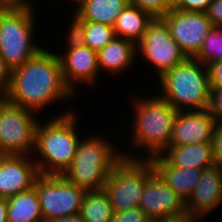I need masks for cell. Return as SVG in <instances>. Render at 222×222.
Returning <instances> with one entry per match:
<instances>
[{
	"label": "cell",
	"instance_id": "1",
	"mask_svg": "<svg viewBox=\"0 0 222 222\" xmlns=\"http://www.w3.org/2000/svg\"><path fill=\"white\" fill-rule=\"evenodd\" d=\"M75 95L65 84L58 53L42 48L22 66L11 71L6 99L40 116L47 106L74 99Z\"/></svg>",
	"mask_w": 222,
	"mask_h": 222
},
{
	"label": "cell",
	"instance_id": "2",
	"mask_svg": "<svg viewBox=\"0 0 222 222\" xmlns=\"http://www.w3.org/2000/svg\"><path fill=\"white\" fill-rule=\"evenodd\" d=\"M131 101L133 102L132 109H134L132 115L135 116L134 118L132 116L133 120L130 121L132 122L130 130L132 136L128 138H132L129 144L131 143L132 150L135 151L131 153L129 148L127 152H124L123 148L122 156L132 159H149L152 156L161 155L169 147L177 110L158 94L149 95V98L137 96ZM137 151L141 152L139 157L136 155ZM133 153L135 154L132 155Z\"/></svg>",
	"mask_w": 222,
	"mask_h": 222
},
{
	"label": "cell",
	"instance_id": "3",
	"mask_svg": "<svg viewBox=\"0 0 222 222\" xmlns=\"http://www.w3.org/2000/svg\"><path fill=\"white\" fill-rule=\"evenodd\" d=\"M63 112L37 124L32 157L41 175H63L76 154L81 139L79 113L70 107Z\"/></svg>",
	"mask_w": 222,
	"mask_h": 222
},
{
	"label": "cell",
	"instance_id": "4",
	"mask_svg": "<svg viewBox=\"0 0 222 222\" xmlns=\"http://www.w3.org/2000/svg\"><path fill=\"white\" fill-rule=\"evenodd\" d=\"M92 135L80 139L74 159L62 175L85 191L103 190L109 174L123 158L121 148L114 146V142L98 134Z\"/></svg>",
	"mask_w": 222,
	"mask_h": 222
},
{
	"label": "cell",
	"instance_id": "5",
	"mask_svg": "<svg viewBox=\"0 0 222 222\" xmlns=\"http://www.w3.org/2000/svg\"><path fill=\"white\" fill-rule=\"evenodd\" d=\"M158 82V95L177 111L206 110L210 101V82L205 65L194 58L164 72ZM160 83V84H159Z\"/></svg>",
	"mask_w": 222,
	"mask_h": 222
},
{
	"label": "cell",
	"instance_id": "6",
	"mask_svg": "<svg viewBox=\"0 0 222 222\" xmlns=\"http://www.w3.org/2000/svg\"><path fill=\"white\" fill-rule=\"evenodd\" d=\"M35 10L28 6L0 10V55L11 71L43 48L34 42L37 29Z\"/></svg>",
	"mask_w": 222,
	"mask_h": 222
},
{
	"label": "cell",
	"instance_id": "7",
	"mask_svg": "<svg viewBox=\"0 0 222 222\" xmlns=\"http://www.w3.org/2000/svg\"><path fill=\"white\" fill-rule=\"evenodd\" d=\"M152 171L149 159L123 157L114 166L103 188L113 211L139 208L146 177Z\"/></svg>",
	"mask_w": 222,
	"mask_h": 222
},
{
	"label": "cell",
	"instance_id": "8",
	"mask_svg": "<svg viewBox=\"0 0 222 222\" xmlns=\"http://www.w3.org/2000/svg\"><path fill=\"white\" fill-rule=\"evenodd\" d=\"M37 113L7 100L0 107V155L32 156ZM36 116V117H35Z\"/></svg>",
	"mask_w": 222,
	"mask_h": 222
},
{
	"label": "cell",
	"instance_id": "9",
	"mask_svg": "<svg viewBox=\"0 0 222 222\" xmlns=\"http://www.w3.org/2000/svg\"><path fill=\"white\" fill-rule=\"evenodd\" d=\"M137 57L151 65L159 78L164 72L182 63L187 56L172 38L169 28L161 17L154 18L148 25L141 41L136 45ZM155 67V68H154Z\"/></svg>",
	"mask_w": 222,
	"mask_h": 222
},
{
	"label": "cell",
	"instance_id": "10",
	"mask_svg": "<svg viewBox=\"0 0 222 222\" xmlns=\"http://www.w3.org/2000/svg\"><path fill=\"white\" fill-rule=\"evenodd\" d=\"M37 190L44 221L79 214L86 191L62 175H39Z\"/></svg>",
	"mask_w": 222,
	"mask_h": 222
},
{
	"label": "cell",
	"instance_id": "11",
	"mask_svg": "<svg viewBox=\"0 0 222 222\" xmlns=\"http://www.w3.org/2000/svg\"><path fill=\"white\" fill-rule=\"evenodd\" d=\"M64 53L58 52L65 84L78 96V83L92 87L100 75L97 52L82 44L68 30ZM76 85V86H75Z\"/></svg>",
	"mask_w": 222,
	"mask_h": 222
},
{
	"label": "cell",
	"instance_id": "12",
	"mask_svg": "<svg viewBox=\"0 0 222 222\" xmlns=\"http://www.w3.org/2000/svg\"><path fill=\"white\" fill-rule=\"evenodd\" d=\"M161 18L187 58L198 54L205 37L214 27L205 12H184L172 8Z\"/></svg>",
	"mask_w": 222,
	"mask_h": 222
},
{
	"label": "cell",
	"instance_id": "13",
	"mask_svg": "<svg viewBox=\"0 0 222 222\" xmlns=\"http://www.w3.org/2000/svg\"><path fill=\"white\" fill-rule=\"evenodd\" d=\"M215 119L206 110L177 111L169 146L212 143Z\"/></svg>",
	"mask_w": 222,
	"mask_h": 222
},
{
	"label": "cell",
	"instance_id": "14",
	"mask_svg": "<svg viewBox=\"0 0 222 222\" xmlns=\"http://www.w3.org/2000/svg\"><path fill=\"white\" fill-rule=\"evenodd\" d=\"M29 155H0V197L10 198L34 186L40 175Z\"/></svg>",
	"mask_w": 222,
	"mask_h": 222
},
{
	"label": "cell",
	"instance_id": "15",
	"mask_svg": "<svg viewBox=\"0 0 222 222\" xmlns=\"http://www.w3.org/2000/svg\"><path fill=\"white\" fill-rule=\"evenodd\" d=\"M139 208L151 220L186 210L185 202L154 171L146 177Z\"/></svg>",
	"mask_w": 222,
	"mask_h": 222
},
{
	"label": "cell",
	"instance_id": "16",
	"mask_svg": "<svg viewBox=\"0 0 222 222\" xmlns=\"http://www.w3.org/2000/svg\"><path fill=\"white\" fill-rule=\"evenodd\" d=\"M222 204V168L214 164L202 170L199 182L191 196L185 201V209L202 218Z\"/></svg>",
	"mask_w": 222,
	"mask_h": 222
},
{
	"label": "cell",
	"instance_id": "17",
	"mask_svg": "<svg viewBox=\"0 0 222 222\" xmlns=\"http://www.w3.org/2000/svg\"><path fill=\"white\" fill-rule=\"evenodd\" d=\"M149 161L153 171L184 202L191 196L197 186L202 170L192 167L181 168L168 164L160 155L152 156Z\"/></svg>",
	"mask_w": 222,
	"mask_h": 222
},
{
	"label": "cell",
	"instance_id": "18",
	"mask_svg": "<svg viewBox=\"0 0 222 222\" xmlns=\"http://www.w3.org/2000/svg\"><path fill=\"white\" fill-rule=\"evenodd\" d=\"M100 75L103 70L118 76L128 68H134L137 60L136 44L132 41L114 37L102 50L97 52Z\"/></svg>",
	"mask_w": 222,
	"mask_h": 222
},
{
	"label": "cell",
	"instance_id": "19",
	"mask_svg": "<svg viewBox=\"0 0 222 222\" xmlns=\"http://www.w3.org/2000/svg\"><path fill=\"white\" fill-rule=\"evenodd\" d=\"M160 156L168 164L181 168L203 170L215 164L212 143L169 146Z\"/></svg>",
	"mask_w": 222,
	"mask_h": 222
},
{
	"label": "cell",
	"instance_id": "20",
	"mask_svg": "<svg viewBox=\"0 0 222 222\" xmlns=\"http://www.w3.org/2000/svg\"><path fill=\"white\" fill-rule=\"evenodd\" d=\"M130 0H84L74 9L71 21H89L114 26Z\"/></svg>",
	"mask_w": 222,
	"mask_h": 222
},
{
	"label": "cell",
	"instance_id": "21",
	"mask_svg": "<svg viewBox=\"0 0 222 222\" xmlns=\"http://www.w3.org/2000/svg\"><path fill=\"white\" fill-rule=\"evenodd\" d=\"M153 19L154 17L149 12L129 3L117 17L113 26L114 35L137 45Z\"/></svg>",
	"mask_w": 222,
	"mask_h": 222
},
{
	"label": "cell",
	"instance_id": "22",
	"mask_svg": "<svg viewBox=\"0 0 222 222\" xmlns=\"http://www.w3.org/2000/svg\"><path fill=\"white\" fill-rule=\"evenodd\" d=\"M8 222H44L36 188L20 192L7 199Z\"/></svg>",
	"mask_w": 222,
	"mask_h": 222
},
{
	"label": "cell",
	"instance_id": "23",
	"mask_svg": "<svg viewBox=\"0 0 222 222\" xmlns=\"http://www.w3.org/2000/svg\"><path fill=\"white\" fill-rule=\"evenodd\" d=\"M68 31L93 51L102 50L114 37L112 26L89 21H71Z\"/></svg>",
	"mask_w": 222,
	"mask_h": 222
},
{
	"label": "cell",
	"instance_id": "24",
	"mask_svg": "<svg viewBox=\"0 0 222 222\" xmlns=\"http://www.w3.org/2000/svg\"><path fill=\"white\" fill-rule=\"evenodd\" d=\"M114 211L104 190L86 191L80 208L85 222H111Z\"/></svg>",
	"mask_w": 222,
	"mask_h": 222
},
{
	"label": "cell",
	"instance_id": "25",
	"mask_svg": "<svg viewBox=\"0 0 222 222\" xmlns=\"http://www.w3.org/2000/svg\"><path fill=\"white\" fill-rule=\"evenodd\" d=\"M207 66L222 59V27L214 26L203 41L198 54L194 57Z\"/></svg>",
	"mask_w": 222,
	"mask_h": 222
},
{
	"label": "cell",
	"instance_id": "26",
	"mask_svg": "<svg viewBox=\"0 0 222 222\" xmlns=\"http://www.w3.org/2000/svg\"><path fill=\"white\" fill-rule=\"evenodd\" d=\"M130 3L149 12L154 18L164 16L173 8V0H130Z\"/></svg>",
	"mask_w": 222,
	"mask_h": 222
},
{
	"label": "cell",
	"instance_id": "27",
	"mask_svg": "<svg viewBox=\"0 0 222 222\" xmlns=\"http://www.w3.org/2000/svg\"><path fill=\"white\" fill-rule=\"evenodd\" d=\"M111 222H151V219L140 208H131L114 211Z\"/></svg>",
	"mask_w": 222,
	"mask_h": 222
},
{
	"label": "cell",
	"instance_id": "28",
	"mask_svg": "<svg viewBox=\"0 0 222 222\" xmlns=\"http://www.w3.org/2000/svg\"><path fill=\"white\" fill-rule=\"evenodd\" d=\"M213 0H173V9L184 12H206Z\"/></svg>",
	"mask_w": 222,
	"mask_h": 222
},
{
	"label": "cell",
	"instance_id": "29",
	"mask_svg": "<svg viewBox=\"0 0 222 222\" xmlns=\"http://www.w3.org/2000/svg\"><path fill=\"white\" fill-rule=\"evenodd\" d=\"M207 110L216 123H222V89L210 88V101Z\"/></svg>",
	"mask_w": 222,
	"mask_h": 222
},
{
	"label": "cell",
	"instance_id": "30",
	"mask_svg": "<svg viewBox=\"0 0 222 222\" xmlns=\"http://www.w3.org/2000/svg\"><path fill=\"white\" fill-rule=\"evenodd\" d=\"M212 149L215 164L222 168V123H216L214 127Z\"/></svg>",
	"mask_w": 222,
	"mask_h": 222
},
{
	"label": "cell",
	"instance_id": "31",
	"mask_svg": "<svg viewBox=\"0 0 222 222\" xmlns=\"http://www.w3.org/2000/svg\"><path fill=\"white\" fill-rule=\"evenodd\" d=\"M210 88L222 89V59L206 66Z\"/></svg>",
	"mask_w": 222,
	"mask_h": 222
},
{
	"label": "cell",
	"instance_id": "32",
	"mask_svg": "<svg viewBox=\"0 0 222 222\" xmlns=\"http://www.w3.org/2000/svg\"><path fill=\"white\" fill-rule=\"evenodd\" d=\"M201 222V220L192 215L189 211L184 210L175 214L164 215L162 217L155 218L151 222Z\"/></svg>",
	"mask_w": 222,
	"mask_h": 222
},
{
	"label": "cell",
	"instance_id": "33",
	"mask_svg": "<svg viewBox=\"0 0 222 222\" xmlns=\"http://www.w3.org/2000/svg\"><path fill=\"white\" fill-rule=\"evenodd\" d=\"M205 13L213 26L222 27V0H213Z\"/></svg>",
	"mask_w": 222,
	"mask_h": 222
},
{
	"label": "cell",
	"instance_id": "34",
	"mask_svg": "<svg viewBox=\"0 0 222 222\" xmlns=\"http://www.w3.org/2000/svg\"><path fill=\"white\" fill-rule=\"evenodd\" d=\"M11 70L0 55V90L7 92L10 86Z\"/></svg>",
	"mask_w": 222,
	"mask_h": 222
},
{
	"label": "cell",
	"instance_id": "35",
	"mask_svg": "<svg viewBox=\"0 0 222 222\" xmlns=\"http://www.w3.org/2000/svg\"><path fill=\"white\" fill-rule=\"evenodd\" d=\"M27 7L26 0H0V10L21 9Z\"/></svg>",
	"mask_w": 222,
	"mask_h": 222
},
{
	"label": "cell",
	"instance_id": "36",
	"mask_svg": "<svg viewBox=\"0 0 222 222\" xmlns=\"http://www.w3.org/2000/svg\"><path fill=\"white\" fill-rule=\"evenodd\" d=\"M44 222H85L80 214L69 215L65 217L49 219Z\"/></svg>",
	"mask_w": 222,
	"mask_h": 222
},
{
	"label": "cell",
	"instance_id": "37",
	"mask_svg": "<svg viewBox=\"0 0 222 222\" xmlns=\"http://www.w3.org/2000/svg\"><path fill=\"white\" fill-rule=\"evenodd\" d=\"M7 198L0 197V222H8L7 220Z\"/></svg>",
	"mask_w": 222,
	"mask_h": 222
},
{
	"label": "cell",
	"instance_id": "38",
	"mask_svg": "<svg viewBox=\"0 0 222 222\" xmlns=\"http://www.w3.org/2000/svg\"><path fill=\"white\" fill-rule=\"evenodd\" d=\"M67 1H68V0H67ZM69 1H70V2H69ZM69 1H68V3H70V4H71L72 2L77 4V5L74 4V5H75L74 8L76 9L84 0H69ZM71 1H72V2H71Z\"/></svg>",
	"mask_w": 222,
	"mask_h": 222
},
{
	"label": "cell",
	"instance_id": "39",
	"mask_svg": "<svg viewBox=\"0 0 222 222\" xmlns=\"http://www.w3.org/2000/svg\"><path fill=\"white\" fill-rule=\"evenodd\" d=\"M6 95H0V107L3 105V103L6 101Z\"/></svg>",
	"mask_w": 222,
	"mask_h": 222
},
{
	"label": "cell",
	"instance_id": "40",
	"mask_svg": "<svg viewBox=\"0 0 222 222\" xmlns=\"http://www.w3.org/2000/svg\"><path fill=\"white\" fill-rule=\"evenodd\" d=\"M31 2H32V3H31ZM26 4H27L28 7L34 8L33 0H32V1H31V0H26Z\"/></svg>",
	"mask_w": 222,
	"mask_h": 222
},
{
	"label": "cell",
	"instance_id": "41",
	"mask_svg": "<svg viewBox=\"0 0 222 222\" xmlns=\"http://www.w3.org/2000/svg\"><path fill=\"white\" fill-rule=\"evenodd\" d=\"M0 95H6V92L0 90Z\"/></svg>",
	"mask_w": 222,
	"mask_h": 222
}]
</instances>
